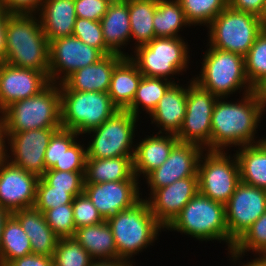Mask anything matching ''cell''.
<instances>
[{
  "label": "cell",
  "mask_w": 266,
  "mask_h": 266,
  "mask_svg": "<svg viewBox=\"0 0 266 266\" xmlns=\"http://www.w3.org/2000/svg\"><path fill=\"white\" fill-rule=\"evenodd\" d=\"M242 95L238 103L231 100L227 102V97L217 99L211 119V150L227 151L233 146L264 141V137L257 140L255 137L262 117L259 94L254 90Z\"/></svg>",
  "instance_id": "cell-1"
},
{
  "label": "cell",
  "mask_w": 266,
  "mask_h": 266,
  "mask_svg": "<svg viewBox=\"0 0 266 266\" xmlns=\"http://www.w3.org/2000/svg\"><path fill=\"white\" fill-rule=\"evenodd\" d=\"M5 63L18 68L49 72V42L37 14L9 15Z\"/></svg>",
  "instance_id": "cell-2"
},
{
  "label": "cell",
  "mask_w": 266,
  "mask_h": 266,
  "mask_svg": "<svg viewBox=\"0 0 266 266\" xmlns=\"http://www.w3.org/2000/svg\"><path fill=\"white\" fill-rule=\"evenodd\" d=\"M106 221L112 230L118 256L132 264L135 262L130 259L148 246H153L158 239L157 236L165 230L151 213L149 204L144 198Z\"/></svg>",
  "instance_id": "cell-3"
},
{
  "label": "cell",
  "mask_w": 266,
  "mask_h": 266,
  "mask_svg": "<svg viewBox=\"0 0 266 266\" xmlns=\"http://www.w3.org/2000/svg\"><path fill=\"white\" fill-rule=\"evenodd\" d=\"M176 231L186 236H191L199 241L217 240L224 241L230 252L235 241L229 236L225 205L198 192L165 228Z\"/></svg>",
  "instance_id": "cell-4"
},
{
  "label": "cell",
  "mask_w": 266,
  "mask_h": 266,
  "mask_svg": "<svg viewBox=\"0 0 266 266\" xmlns=\"http://www.w3.org/2000/svg\"><path fill=\"white\" fill-rule=\"evenodd\" d=\"M0 114L4 132L61 128L59 84L50 83L39 94L11 103Z\"/></svg>",
  "instance_id": "cell-5"
},
{
  "label": "cell",
  "mask_w": 266,
  "mask_h": 266,
  "mask_svg": "<svg viewBox=\"0 0 266 266\" xmlns=\"http://www.w3.org/2000/svg\"><path fill=\"white\" fill-rule=\"evenodd\" d=\"M204 53L201 72L193 77L202 88L218 98H228L238 90L243 94L255 90L245 73V57L211 46Z\"/></svg>",
  "instance_id": "cell-6"
},
{
  "label": "cell",
  "mask_w": 266,
  "mask_h": 266,
  "mask_svg": "<svg viewBox=\"0 0 266 266\" xmlns=\"http://www.w3.org/2000/svg\"><path fill=\"white\" fill-rule=\"evenodd\" d=\"M188 46V42L182 37H155L151 42L135 47L134 54L131 53L129 58L143 76L177 83L174 75L179 76L189 67Z\"/></svg>",
  "instance_id": "cell-7"
},
{
  "label": "cell",
  "mask_w": 266,
  "mask_h": 266,
  "mask_svg": "<svg viewBox=\"0 0 266 266\" xmlns=\"http://www.w3.org/2000/svg\"><path fill=\"white\" fill-rule=\"evenodd\" d=\"M266 21L250 12L238 11L229 5L207 26L211 46L245 57Z\"/></svg>",
  "instance_id": "cell-8"
},
{
  "label": "cell",
  "mask_w": 266,
  "mask_h": 266,
  "mask_svg": "<svg viewBox=\"0 0 266 266\" xmlns=\"http://www.w3.org/2000/svg\"><path fill=\"white\" fill-rule=\"evenodd\" d=\"M60 95L61 127L78 135L99 127L119 110L108 93L60 90Z\"/></svg>",
  "instance_id": "cell-9"
},
{
  "label": "cell",
  "mask_w": 266,
  "mask_h": 266,
  "mask_svg": "<svg viewBox=\"0 0 266 266\" xmlns=\"http://www.w3.org/2000/svg\"><path fill=\"white\" fill-rule=\"evenodd\" d=\"M138 119L128 110H118L102 125L86 132L92 134L86 146L87 159L134 156Z\"/></svg>",
  "instance_id": "cell-10"
},
{
  "label": "cell",
  "mask_w": 266,
  "mask_h": 266,
  "mask_svg": "<svg viewBox=\"0 0 266 266\" xmlns=\"http://www.w3.org/2000/svg\"><path fill=\"white\" fill-rule=\"evenodd\" d=\"M231 156L226 150H205L197 168L198 192L224 205L241 182L237 157Z\"/></svg>",
  "instance_id": "cell-11"
},
{
  "label": "cell",
  "mask_w": 266,
  "mask_h": 266,
  "mask_svg": "<svg viewBox=\"0 0 266 266\" xmlns=\"http://www.w3.org/2000/svg\"><path fill=\"white\" fill-rule=\"evenodd\" d=\"M188 83L185 119L176 137L180 142L211 150V119L218 97L202 88L193 78Z\"/></svg>",
  "instance_id": "cell-12"
},
{
  "label": "cell",
  "mask_w": 266,
  "mask_h": 266,
  "mask_svg": "<svg viewBox=\"0 0 266 266\" xmlns=\"http://www.w3.org/2000/svg\"><path fill=\"white\" fill-rule=\"evenodd\" d=\"M104 56L100 50L73 35L53 40L49 43V81L60 84L73 72L96 63Z\"/></svg>",
  "instance_id": "cell-13"
},
{
  "label": "cell",
  "mask_w": 266,
  "mask_h": 266,
  "mask_svg": "<svg viewBox=\"0 0 266 266\" xmlns=\"http://www.w3.org/2000/svg\"><path fill=\"white\" fill-rule=\"evenodd\" d=\"M58 129L60 128L5 132L6 144H8L6 145L7 160L13 165L41 177L46 172L45 151L51 136Z\"/></svg>",
  "instance_id": "cell-14"
},
{
  "label": "cell",
  "mask_w": 266,
  "mask_h": 266,
  "mask_svg": "<svg viewBox=\"0 0 266 266\" xmlns=\"http://www.w3.org/2000/svg\"><path fill=\"white\" fill-rule=\"evenodd\" d=\"M266 211V190L240 182L225 204L229 236L236 242Z\"/></svg>",
  "instance_id": "cell-15"
},
{
  "label": "cell",
  "mask_w": 266,
  "mask_h": 266,
  "mask_svg": "<svg viewBox=\"0 0 266 266\" xmlns=\"http://www.w3.org/2000/svg\"><path fill=\"white\" fill-rule=\"evenodd\" d=\"M203 151L205 150L197 144L178 141L167 160L145 177L147 187H150L149 196L155 190L168 186L176 180L198 177V162Z\"/></svg>",
  "instance_id": "cell-16"
},
{
  "label": "cell",
  "mask_w": 266,
  "mask_h": 266,
  "mask_svg": "<svg viewBox=\"0 0 266 266\" xmlns=\"http://www.w3.org/2000/svg\"><path fill=\"white\" fill-rule=\"evenodd\" d=\"M138 181L141 180L84 183L83 192L89 197L102 218L107 220L118 212L132 207L142 198Z\"/></svg>",
  "instance_id": "cell-17"
},
{
  "label": "cell",
  "mask_w": 266,
  "mask_h": 266,
  "mask_svg": "<svg viewBox=\"0 0 266 266\" xmlns=\"http://www.w3.org/2000/svg\"><path fill=\"white\" fill-rule=\"evenodd\" d=\"M39 179L6 160L0 166V206L10 213L34 207Z\"/></svg>",
  "instance_id": "cell-18"
},
{
  "label": "cell",
  "mask_w": 266,
  "mask_h": 266,
  "mask_svg": "<svg viewBox=\"0 0 266 266\" xmlns=\"http://www.w3.org/2000/svg\"><path fill=\"white\" fill-rule=\"evenodd\" d=\"M50 84L49 72L0 64V113L11 103L35 96Z\"/></svg>",
  "instance_id": "cell-19"
},
{
  "label": "cell",
  "mask_w": 266,
  "mask_h": 266,
  "mask_svg": "<svg viewBox=\"0 0 266 266\" xmlns=\"http://www.w3.org/2000/svg\"><path fill=\"white\" fill-rule=\"evenodd\" d=\"M198 193V177H186L155 190L147 200L151 213L166 228Z\"/></svg>",
  "instance_id": "cell-20"
},
{
  "label": "cell",
  "mask_w": 266,
  "mask_h": 266,
  "mask_svg": "<svg viewBox=\"0 0 266 266\" xmlns=\"http://www.w3.org/2000/svg\"><path fill=\"white\" fill-rule=\"evenodd\" d=\"M125 58L117 53L105 55L96 63L78 69L59 84L60 90L107 93L114 68Z\"/></svg>",
  "instance_id": "cell-21"
},
{
  "label": "cell",
  "mask_w": 266,
  "mask_h": 266,
  "mask_svg": "<svg viewBox=\"0 0 266 266\" xmlns=\"http://www.w3.org/2000/svg\"><path fill=\"white\" fill-rule=\"evenodd\" d=\"M174 83L149 115L151 124L160 127L157 133L175 134L180 131L186 112L187 86Z\"/></svg>",
  "instance_id": "cell-22"
},
{
  "label": "cell",
  "mask_w": 266,
  "mask_h": 266,
  "mask_svg": "<svg viewBox=\"0 0 266 266\" xmlns=\"http://www.w3.org/2000/svg\"><path fill=\"white\" fill-rule=\"evenodd\" d=\"M175 134L156 133L144 137L135 145L133 157L134 175L144 178L153 170L159 168L168 158L170 151L178 142Z\"/></svg>",
  "instance_id": "cell-23"
},
{
  "label": "cell",
  "mask_w": 266,
  "mask_h": 266,
  "mask_svg": "<svg viewBox=\"0 0 266 266\" xmlns=\"http://www.w3.org/2000/svg\"><path fill=\"white\" fill-rule=\"evenodd\" d=\"M100 23L106 46L113 53L129 57L128 52L123 50L131 42L129 0H113Z\"/></svg>",
  "instance_id": "cell-24"
},
{
  "label": "cell",
  "mask_w": 266,
  "mask_h": 266,
  "mask_svg": "<svg viewBox=\"0 0 266 266\" xmlns=\"http://www.w3.org/2000/svg\"><path fill=\"white\" fill-rule=\"evenodd\" d=\"M37 15L49 43L73 34L77 18L74 0H43Z\"/></svg>",
  "instance_id": "cell-25"
},
{
  "label": "cell",
  "mask_w": 266,
  "mask_h": 266,
  "mask_svg": "<svg viewBox=\"0 0 266 266\" xmlns=\"http://www.w3.org/2000/svg\"><path fill=\"white\" fill-rule=\"evenodd\" d=\"M11 214L19 221L30 239L32 253L53 257L59 237L47 224L44 213L31 207Z\"/></svg>",
  "instance_id": "cell-26"
},
{
  "label": "cell",
  "mask_w": 266,
  "mask_h": 266,
  "mask_svg": "<svg viewBox=\"0 0 266 266\" xmlns=\"http://www.w3.org/2000/svg\"><path fill=\"white\" fill-rule=\"evenodd\" d=\"M143 75L137 65L125 57L112 73L108 95L119 110H126L133 102Z\"/></svg>",
  "instance_id": "cell-27"
},
{
  "label": "cell",
  "mask_w": 266,
  "mask_h": 266,
  "mask_svg": "<svg viewBox=\"0 0 266 266\" xmlns=\"http://www.w3.org/2000/svg\"><path fill=\"white\" fill-rule=\"evenodd\" d=\"M133 157L86 159L84 183L99 184L110 181L139 180L134 175Z\"/></svg>",
  "instance_id": "cell-28"
},
{
  "label": "cell",
  "mask_w": 266,
  "mask_h": 266,
  "mask_svg": "<svg viewBox=\"0 0 266 266\" xmlns=\"http://www.w3.org/2000/svg\"><path fill=\"white\" fill-rule=\"evenodd\" d=\"M74 238L94 260L120 258L107 221L76 229Z\"/></svg>",
  "instance_id": "cell-29"
},
{
  "label": "cell",
  "mask_w": 266,
  "mask_h": 266,
  "mask_svg": "<svg viewBox=\"0 0 266 266\" xmlns=\"http://www.w3.org/2000/svg\"><path fill=\"white\" fill-rule=\"evenodd\" d=\"M237 148L240 181L266 190V141Z\"/></svg>",
  "instance_id": "cell-30"
},
{
  "label": "cell",
  "mask_w": 266,
  "mask_h": 266,
  "mask_svg": "<svg viewBox=\"0 0 266 266\" xmlns=\"http://www.w3.org/2000/svg\"><path fill=\"white\" fill-rule=\"evenodd\" d=\"M157 0H129L131 39L134 47L151 42L155 38L153 17Z\"/></svg>",
  "instance_id": "cell-31"
},
{
  "label": "cell",
  "mask_w": 266,
  "mask_h": 266,
  "mask_svg": "<svg viewBox=\"0 0 266 266\" xmlns=\"http://www.w3.org/2000/svg\"><path fill=\"white\" fill-rule=\"evenodd\" d=\"M190 26L178 0H157L153 17L155 37H180V29Z\"/></svg>",
  "instance_id": "cell-32"
},
{
  "label": "cell",
  "mask_w": 266,
  "mask_h": 266,
  "mask_svg": "<svg viewBox=\"0 0 266 266\" xmlns=\"http://www.w3.org/2000/svg\"><path fill=\"white\" fill-rule=\"evenodd\" d=\"M32 253L30 239L12 215L6 219L1 236V266Z\"/></svg>",
  "instance_id": "cell-33"
},
{
  "label": "cell",
  "mask_w": 266,
  "mask_h": 266,
  "mask_svg": "<svg viewBox=\"0 0 266 266\" xmlns=\"http://www.w3.org/2000/svg\"><path fill=\"white\" fill-rule=\"evenodd\" d=\"M174 84V82L155 77L143 76L138 89L135 93L132 104L126 109L135 117H139L141 107L148 115L156 108L159 100L166 93V91Z\"/></svg>",
  "instance_id": "cell-34"
},
{
  "label": "cell",
  "mask_w": 266,
  "mask_h": 266,
  "mask_svg": "<svg viewBox=\"0 0 266 266\" xmlns=\"http://www.w3.org/2000/svg\"><path fill=\"white\" fill-rule=\"evenodd\" d=\"M247 252H255L254 256L266 255V211L235 242L233 249L228 253V257L231 258L229 260L237 264V260H242Z\"/></svg>",
  "instance_id": "cell-35"
},
{
  "label": "cell",
  "mask_w": 266,
  "mask_h": 266,
  "mask_svg": "<svg viewBox=\"0 0 266 266\" xmlns=\"http://www.w3.org/2000/svg\"><path fill=\"white\" fill-rule=\"evenodd\" d=\"M245 73L251 86L258 90L266 84V26L257 35L245 56Z\"/></svg>",
  "instance_id": "cell-36"
},
{
  "label": "cell",
  "mask_w": 266,
  "mask_h": 266,
  "mask_svg": "<svg viewBox=\"0 0 266 266\" xmlns=\"http://www.w3.org/2000/svg\"><path fill=\"white\" fill-rule=\"evenodd\" d=\"M191 26H208L227 6L228 0H178ZM203 24V25H202Z\"/></svg>",
  "instance_id": "cell-37"
},
{
  "label": "cell",
  "mask_w": 266,
  "mask_h": 266,
  "mask_svg": "<svg viewBox=\"0 0 266 266\" xmlns=\"http://www.w3.org/2000/svg\"><path fill=\"white\" fill-rule=\"evenodd\" d=\"M53 259L54 266H90L94 261L74 237L58 239Z\"/></svg>",
  "instance_id": "cell-38"
},
{
  "label": "cell",
  "mask_w": 266,
  "mask_h": 266,
  "mask_svg": "<svg viewBox=\"0 0 266 266\" xmlns=\"http://www.w3.org/2000/svg\"><path fill=\"white\" fill-rule=\"evenodd\" d=\"M72 35L76 36L86 45L100 50L104 55L113 54L104 42L100 21L77 17Z\"/></svg>",
  "instance_id": "cell-39"
},
{
  "label": "cell",
  "mask_w": 266,
  "mask_h": 266,
  "mask_svg": "<svg viewBox=\"0 0 266 266\" xmlns=\"http://www.w3.org/2000/svg\"><path fill=\"white\" fill-rule=\"evenodd\" d=\"M45 220L59 238L74 237L76 227L74 225L72 204H64L44 212Z\"/></svg>",
  "instance_id": "cell-40"
},
{
  "label": "cell",
  "mask_w": 266,
  "mask_h": 266,
  "mask_svg": "<svg viewBox=\"0 0 266 266\" xmlns=\"http://www.w3.org/2000/svg\"><path fill=\"white\" fill-rule=\"evenodd\" d=\"M84 173L46 170L41 178L54 189L67 190L68 193L75 197L83 193Z\"/></svg>",
  "instance_id": "cell-41"
},
{
  "label": "cell",
  "mask_w": 266,
  "mask_h": 266,
  "mask_svg": "<svg viewBox=\"0 0 266 266\" xmlns=\"http://www.w3.org/2000/svg\"><path fill=\"white\" fill-rule=\"evenodd\" d=\"M79 136L76 132L62 127L53 133L45 151L44 162L46 170L52 169L56 162L60 161L63 153L78 140Z\"/></svg>",
  "instance_id": "cell-42"
},
{
  "label": "cell",
  "mask_w": 266,
  "mask_h": 266,
  "mask_svg": "<svg viewBox=\"0 0 266 266\" xmlns=\"http://www.w3.org/2000/svg\"><path fill=\"white\" fill-rule=\"evenodd\" d=\"M73 199L74 197L67 190L54 189L40 177L34 207L44 213L60 205L72 204Z\"/></svg>",
  "instance_id": "cell-43"
},
{
  "label": "cell",
  "mask_w": 266,
  "mask_h": 266,
  "mask_svg": "<svg viewBox=\"0 0 266 266\" xmlns=\"http://www.w3.org/2000/svg\"><path fill=\"white\" fill-rule=\"evenodd\" d=\"M72 209L76 229L105 221L84 192L74 197Z\"/></svg>",
  "instance_id": "cell-44"
},
{
  "label": "cell",
  "mask_w": 266,
  "mask_h": 266,
  "mask_svg": "<svg viewBox=\"0 0 266 266\" xmlns=\"http://www.w3.org/2000/svg\"><path fill=\"white\" fill-rule=\"evenodd\" d=\"M86 159V147L84 144H79V140H76L67 151L63 153L60 161L56 162L55 166L49 170L85 172Z\"/></svg>",
  "instance_id": "cell-45"
},
{
  "label": "cell",
  "mask_w": 266,
  "mask_h": 266,
  "mask_svg": "<svg viewBox=\"0 0 266 266\" xmlns=\"http://www.w3.org/2000/svg\"><path fill=\"white\" fill-rule=\"evenodd\" d=\"M113 0H74L76 15L79 18L100 21Z\"/></svg>",
  "instance_id": "cell-46"
},
{
  "label": "cell",
  "mask_w": 266,
  "mask_h": 266,
  "mask_svg": "<svg viewBox=\"0 0 266 266\" xmlns=\"http://www.w3.org/2000/svg\"><path fill=\"white\" fill-rule=\"evenodd\" d=\"M43 0H3L2 7L10 13L37 14Z\"/></svg>",
  "instance_id": "cell-47"
},
{
  "label": "cell",
  "mask_w": 266,
  "mask_h": 266,
  "mask_svg": "<svg viewBox=\"0 0 266 266\" xmlns=\"http://www.w3.org/2000/svg\"><path fill=\"white\" fill-rule=\"evenodd\" d=\"M228 5L235 10L255 14L266 21V0H228Z\"/></svg>",
  "instance_id": "cell-48"
},
{
  "label": "cell",
  "mask_w": 266,
  "mask_h": 266,
  "mask_svg": "<svg viewBox=\"0 0 266 266\" xmlns=\"http://www.w3.org/2000/svg\"><path fill=\"white\" fill-rule=\"evenodd\" d=\"M7 266H54L53 257L30 253L12 260Z\"/></svg>",
  "instance_id": "cell-49"
},
{
  "label": "cell",
  "mask_w": 266,
  "mask_h": 266,
  "mask_svg": "<svg viewBox=\"0 0 266 266\" xmlns=\"http://www.w3.org/2000/svg\"><path fill=\"white\" fill-rule=\"evenodd\" d=\"M10 14L5 8L0 7V64L4 63L6 58V27Z\"/></svg>",
  "instance_id": "cell-50"
},
{
  "label": "cell",
  "mask_w": 266,
  "mask_h": 266,
  "mask_svg": "<svg viewBox=\"0 0 266 266\" xmlns=\"http://www.w3.org/2000/svg\"><path fill=\"white\" fill-rule=\"evenodd\" d=\"M90 266H133L131 262L123 258L94 260Z\"/></svg>",
  "instance_id": "cell-51"
},
{
  "label": "cell",
  "mask_w": 266,
  "mask_h": 266,
  "mask_svg": "<svg viewBox=\"0 0 266 266\" xmlns=\"http://www.w3.org/2000/svg\"><path fill=\"white\" fill-rule=\"evenodd\" d=\"M6 134L0 122V166L7 160Z\"/></svg>",
  "instance_id": "cell-52"
},
{
  "label": "cell",
  "mask_w": 266,
  "mask_h": 266,
  "mask_svg": "<svg viewBox=\"0 0 266 266\" xmlns=\"http://www.w3.org/2000/svg\"><path fill=\"white\" fill-rule=\"evenodd\" d=\"M254 259L247 263L240 264L241 266H266V255H255Z\"/></svg>",
  "instance_id": "cell-53"
},
{
  "label": "cell",
  "mask_w": 266,
  "mask_h": 266,
  "mask_svg": "<svg viewBox=\"0 0 266 266\" xmlns=\"http://www.w3.org/2000/svg\"><path fill=\"white\" fill-rule=\"evenodd\" d=\"M10 214L11 213L7 209L2 208L0 206V258H1V236H2L3 225L6 219L10 216ZM0 266H1V262H0Z\"/></svg>",
  "instance_id": "cell-54"
},
{
  "label": "cell",
  "mask_w": 266,
  "mask_h": 266,
  "mask_svg": "<svg viewBox=\"0 0 266 266\" xmlns=\"http://www.w3.org/2000/svg\"><path fill=\"white\" fill-rule=\"evenodd\" d=\"M261 100V109H262V116L265 115L266 112V94H259Z\"/></svg>",
  "instance_id": "cell-55"
},
{
  "label": "cell",
  "mask_w": 266,
  "mask_h": 266,
  "mask_svg": "<svg viewBox=\"0 0 266 266\" xmlns=\"http://www.w3.org/2000/svg\"><path fill=\"white\" fill-rule=\"evenodd\" d=\"M258 94H266V84L257 90Z\"/></svg>",
  "instance_id": "cell-56"
},
{
  "label": "cell",
  "mask_w": 266,
  "mask_h": 266,
  "mask_svg": "<svg viewBox=\"0 0 266 266\" xmlns=\"http://www.w3.org/2000/svg\"><path fill=\"white\" fill-rule=\"evenodd\" d=\"M3 5V0H0V7H2Z\"/></svg>",
  "instance_id": "cell-57"
}]
</instances>
